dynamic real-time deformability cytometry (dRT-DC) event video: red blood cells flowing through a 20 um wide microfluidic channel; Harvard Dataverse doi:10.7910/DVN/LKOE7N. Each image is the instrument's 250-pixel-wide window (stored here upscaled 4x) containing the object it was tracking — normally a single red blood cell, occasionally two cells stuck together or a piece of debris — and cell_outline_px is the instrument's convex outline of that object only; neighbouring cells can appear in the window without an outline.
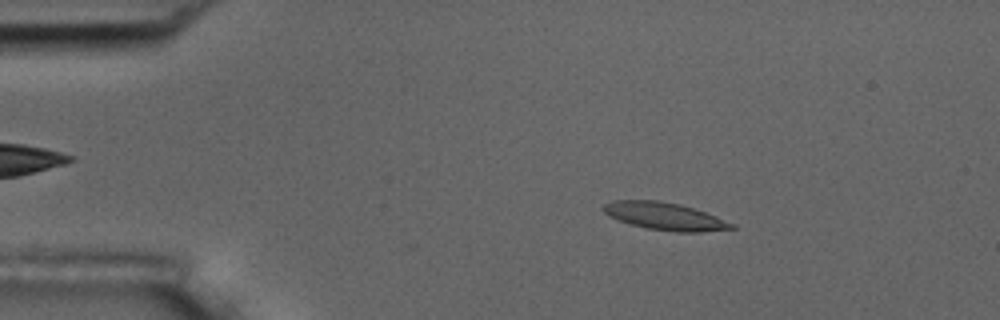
{"species": "common noctule bat (a hibernating species)", "species_latin": "Nyctalus noctula", "temperature_condition": "room temperature", "stored_images_in_passage": 54, "camera_frame_rate_fps": 3000, "um_per_image_px": 0.085, "animal": {"sex": "male", "body_mass_g": 17.5, "forearm_length_mm": 52.3}, "frame": {"image": 1, "passage_image": 9, "time_ms": 2.667, "image_size_px": [1000, 320], "cell_outline_px": [[736, 228], [700, 232], [676, 232], [648, 228], [628, 224], [608, 216], [600, 208], [604, 204], [612, 200], [660, 200], [680, 204], [716, 216], [736, 224]], "centroid_in_image_um": [56.47, 18.38], "position_along_channel_um": 28.5, "area_um2": 20.69}}
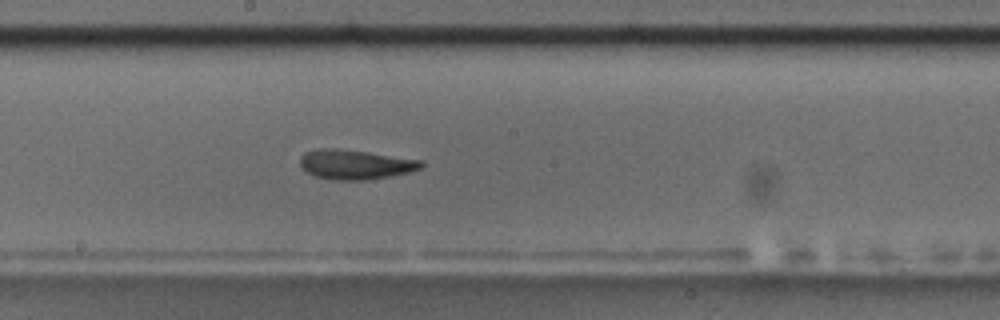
{"frame": {"image": 2, "passage_image": 29, "time_ms": 9.333, "image_size_px": [1000, 320], "cell_outline_px": [[424, 164], [420, 168], [408, 172], [368, 180], [336, 180], [316, 176], [300, 168], [300, 156], [304, 152], [320, 148], [336, 148], [368, 152], [424, 160]], "centroid_in_image_um": [30.18, 13.97], "position_along_channel_um": 218.0, "area_um2": 20.92}}
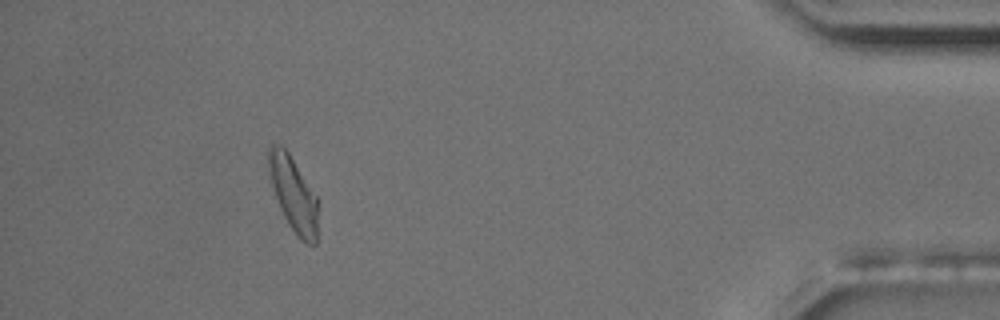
{"frame": {"image": 3, "passage_image": 49, "time_ms": 16.0, "image_size_px": [1000, 320], "cell_outline_px": [[316, 244], [308, 244], [300, 240], [288, 224], [280, 208], [268, 176], [268, 148], [272, 144], [280, 144], [288, 152], [316, 196]], "centroid_in_image_um": [24.89, 16.48], "position_along_channel_um": 410.3, "area_um2": 21.04}, "authors_computed_cell_mechanics": {"area_um2": 20.6057, "velocity_mm_per_s": 3.7305, "shape_relaxation_time_tau1_ms": 7.184, "shape_relaxation_time_tau2_ms": 2.024, "deformation_change_tau1": 0.2061, "deformation_change_tau2": 0.0961}}